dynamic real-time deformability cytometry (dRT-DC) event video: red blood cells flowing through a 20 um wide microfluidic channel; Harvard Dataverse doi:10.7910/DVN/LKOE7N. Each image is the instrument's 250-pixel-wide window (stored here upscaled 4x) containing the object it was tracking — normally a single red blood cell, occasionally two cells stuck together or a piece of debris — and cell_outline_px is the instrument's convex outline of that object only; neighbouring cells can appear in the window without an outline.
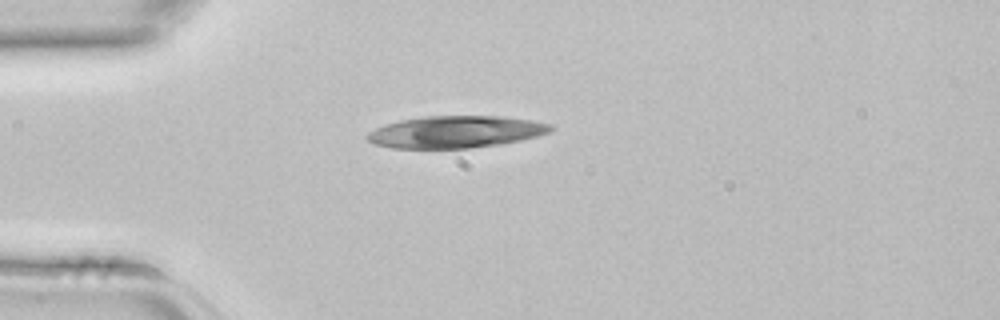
{"species": "common noctule bat (a hibernating species)", "species_latin": "Nyctalus noctula", "temperature_condition": "room temperature", "stored_images_in_passage": 5, "camera_frame_rate_fps": 3000, "um_per_image_px": 0.085, "animal": {"sex": "female", "body_mass_g": 22.7, "forearm_length_mm": 54.2}, "frame": {"image": 1, "passage_image": 5, "time_ms": 1.333, "image_size_px": [1000, 320], "cell_outline_px": [[552, 132], [520, 140], [500, 144], [468, 148], [392, 148], [376, 144], [368, 140], [364, 136], [368, 132], [384, 124], [400, 120], [424, 116], [496, 116], [532, 120], [552, 124]], "centroid_in_image_um": [38.71, 11.2], "position_along_channel_um": 46.3, "area_um2": 34.16}}